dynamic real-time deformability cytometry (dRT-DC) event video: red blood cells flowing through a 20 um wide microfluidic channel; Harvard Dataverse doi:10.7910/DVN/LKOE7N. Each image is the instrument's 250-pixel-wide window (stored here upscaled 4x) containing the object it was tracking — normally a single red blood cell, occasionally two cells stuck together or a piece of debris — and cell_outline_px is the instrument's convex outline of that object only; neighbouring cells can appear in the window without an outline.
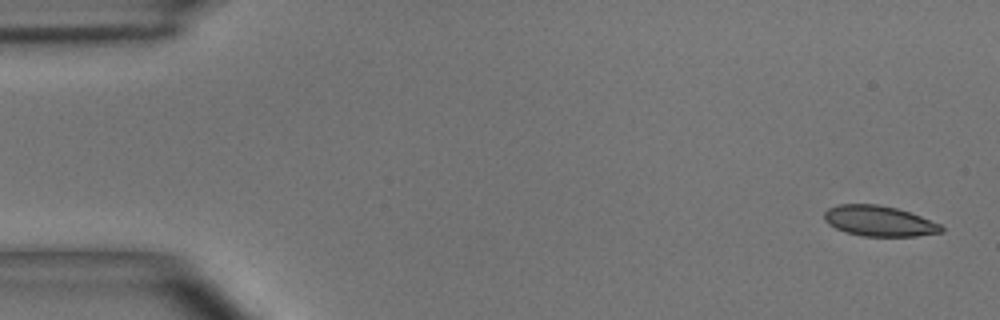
{"species": "common noctule bat (a hibernating species)", "species_latin": "Nyctalus noctula", "temperature_condition": "room temperature", "stored_images_in_passage": 48, "camera_frame_rate_fps": 3000, "um_per_image_px": 0.085, "animal": {"sex": "male", "body_mass_g": 15.6}, "frame": {"image": 1, "passage_image": 1, "time_ms": 0.0, "image_size_px": [1000, 320], "cell_outline_px": [[944, 232], [916, 236], [864, 236], [844, 232], [828, 224], [824, 220], [824, 212], [828, 208], [840, 204], [876, 204], [896, 208], [920, 216], [940, 224], [944, 228]], "centroid_in_image_um": [74.71, 18.79], "position_along_channel_um": 10.3, "area_um2": 20.75}}
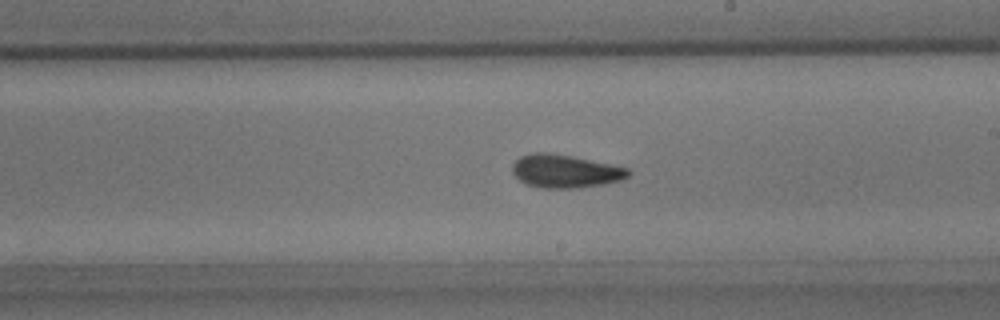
{"frame": {"image": 2, "passage_image": 27, "time_ms": 8.667, "image_size_px": [1000, 320], "cell_outline_px": [[632, 172], [628, 176], [620, 180], [580, 188], [540, 188], [524, 184], [512, 172], [512, 164], [520, 156], [532, 152], [544, 152], [572, 156], [628, 168]], "centroid_in_image_um": [48.0, 14.55], "position_along_channel_um": 241.0, "area_um2": 22.37}}
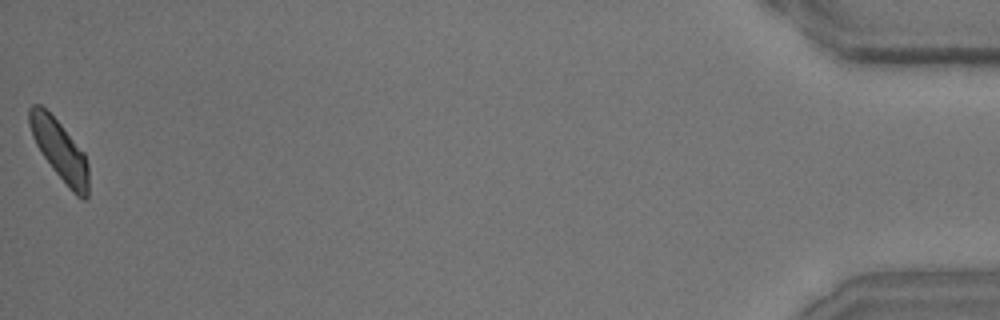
{"frame": {"image": 3, "passage_image": 48, "time_ms": 15.667, "image_size_px": [1000, 320], "cell_outline_px": [[88, 196], [84, 200], [76, 196], [68, 188], [52, 168], [36, 144], [32, 136], [28, 124], [28, 108], [32, 104], [40, 104], [60, 124], [84, 152], [88, 164]], "centroid_in_image_um": [5.07, 12.78], "position_along_channel_um": 430.1, "area_um2": 20.63}, "authors_computed_cell_mechanics": {"area_um2": 21.5594, "velocity_mm_per_s": 4.0606, "shape_relaxation_time_tau1_ms": 5.4353, "shape_relaxation_time_tau2_ms": 2.5899, "deformation_change_tau1": 0.1477, "deformation_change_tau2": 0.0778}}